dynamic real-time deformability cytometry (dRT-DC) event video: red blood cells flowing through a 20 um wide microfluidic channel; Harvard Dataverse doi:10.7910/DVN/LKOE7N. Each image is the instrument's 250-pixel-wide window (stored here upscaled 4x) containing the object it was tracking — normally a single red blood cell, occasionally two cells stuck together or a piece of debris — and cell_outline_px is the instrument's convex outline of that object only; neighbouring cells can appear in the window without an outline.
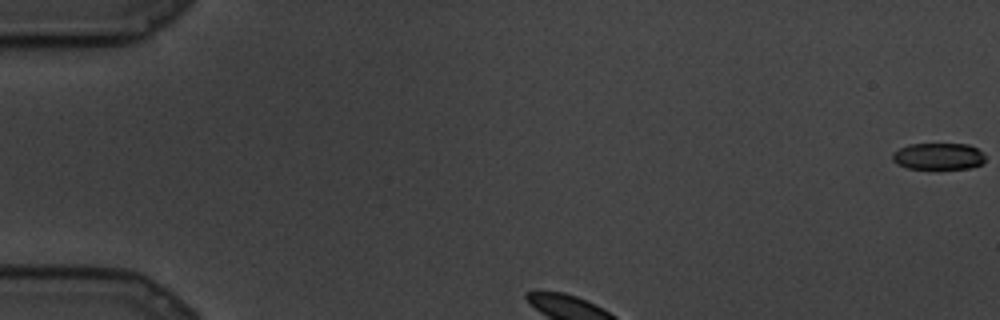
{"species": "common noctule bat (a hibernating species)", "species_latin": "Nyctalus noctula", "temperature_condition": "cold", "stored_images_in_passage": 75, "segment_of_instrument_passage": [1, 2], "camera_frame_rate_fps": 3000, "um_per_image_px": 0.085, "animal": {"sex": "male", "body_mass_g": 19.5, "forearm_length_mm": 54.6}, "frame": {"image": 1, "passage_image": 1, "time_ms": 0.0, "image_size_px": [1000, 320], "cell_outline_px": [[984, 164], [972, 168], [908, 168], [896, 164], [892, 160], [892, 152], [908, 144], [968, 144], [984, 152]], "centroid_in_image_um": [79.77, 13.28], "position_along_channel_um": 5.2, "area_um2": 14.51}}
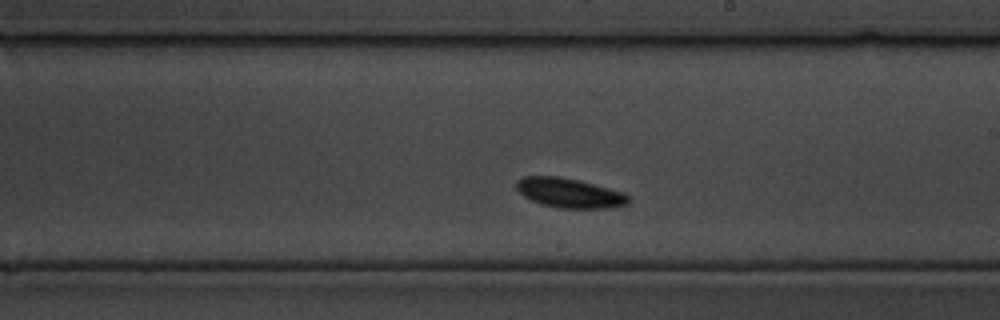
{"frame": {"image": 2, "passage_image": 36, "time_ms": 11.667, "image_size_px": [1000, 320], "cell_outline_px": [[632, 200], [628, 204], [608, 208], [556, 208], [540, 204], [524, 196], [516, 188], [516, 180], [524, 176], [560, 176], [580, 180], [624, 192], [632, 196]], "centroid_in_image_um": [48.45, 16.4], "position_along_channel_um": 240.6, "area_um2": 19.65}}
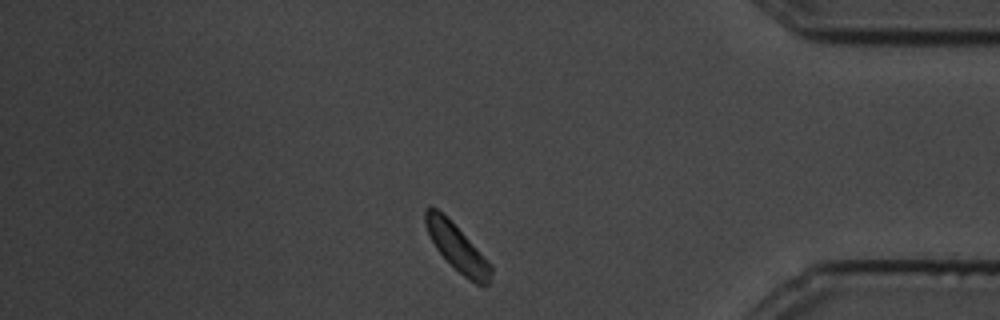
{"frame": {"image": 3, "passage_image": 61, "time_ms": 20.0, "image_size_px": [1000, 320], "cell_outline_px": [[492, 272], [488, 284], [484, 288], [468, 280], [436, 248], [424, 224], [424, 208], [428, 204], [436, 208], [492, 264]], "centroid_in_image_um": [38.85, 21.07], "position_along_channel_um": 396.3, "area_um2": 17.28}}